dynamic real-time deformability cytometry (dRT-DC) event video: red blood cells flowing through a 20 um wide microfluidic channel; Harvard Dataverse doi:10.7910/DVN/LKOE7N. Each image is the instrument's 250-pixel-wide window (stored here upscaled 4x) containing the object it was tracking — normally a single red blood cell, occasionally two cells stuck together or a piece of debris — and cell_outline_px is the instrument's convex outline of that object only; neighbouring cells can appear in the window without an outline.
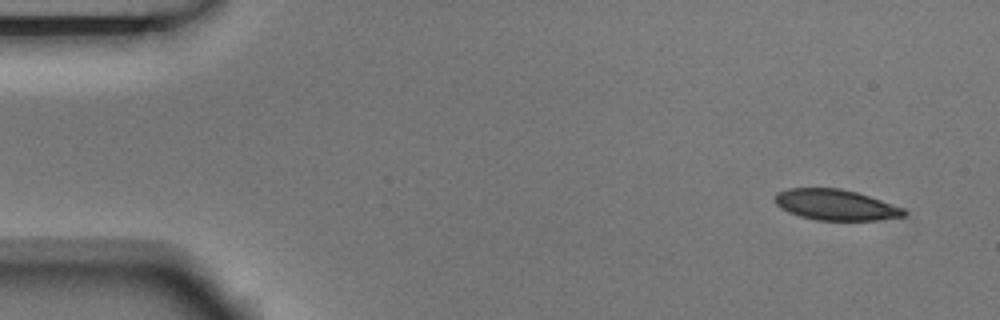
{"species": "Egyptian fruit bat (a non-hibernating species)", "species_latin": "Rousettus aegyptiacus", "temperature_condition": "room temperature", "stored_images_in_passage": 10, "camera_frame_rate_fps": 3000, "um_per_image_px": 0.085, "animal": {"sex": "male"}, "frame": {"image": 1, "passage_image": 1, "time_ms": 0.0, "image_size_px": [1000, 320], "cell_outline_px": [[908, 212], [904, 216], [876, 220], [816, 220], [800, 216], [788, 212], [780, 208], [776, 204], [776, 192], [788, 188], [840, 188], [856, 192], [904, 208]], "centroid_in_image_um": [71.01, 17.41], "position_along_channel_um": 14.0, "area_um2": 23.0}}
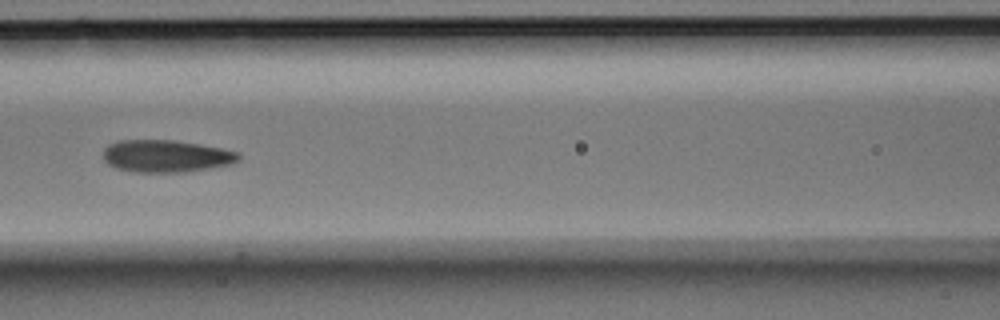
{"frame": {"image": 2, "passage_image": 6, "time_ms": 1.667, "image_size_px": [1000, 320], "cell_outline_px": [[240, 160], [232, 164], [188, 172], [132, 172], [116, 168], [108, 164], [104, 160], [104, 148], [108, 144], [120, 140], [172, 140], [200, 144], [240, 152]], "centroid_in_image_um": [14.13, 13.27], "position_along_channel_um": 152.5, "area_um2": 25.66}}
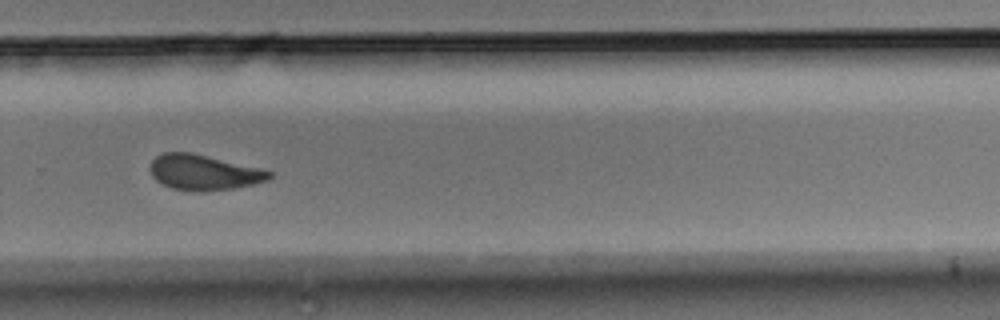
{"frame": {"image": 3, "passage_image": 10, "time_ms": 3.0, "image_size_px": [1000, 320], "cell_outline_px": [[272, 176], [268, 180], [256, 184], [232, 188], [200, 192], [172, 188], [156, 180], [152, 176], [152, 160], [156, 156], [164, 152], [192, 152], [260, 168], [272, 172]], "centroid_in_image_um": [17.35, 14.65], "position_along_channel_um": 312.5, "area_um2": 24.39}}